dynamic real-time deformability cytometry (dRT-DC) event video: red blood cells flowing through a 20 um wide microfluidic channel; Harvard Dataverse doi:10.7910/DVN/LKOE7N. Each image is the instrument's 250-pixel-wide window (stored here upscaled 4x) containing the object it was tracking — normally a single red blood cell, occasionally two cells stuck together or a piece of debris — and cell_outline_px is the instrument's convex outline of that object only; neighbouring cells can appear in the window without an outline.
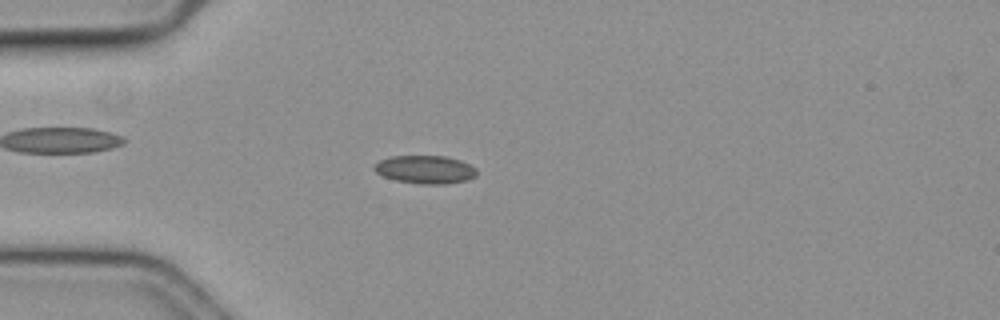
{"species": "common noctule bat (a hibernating species)", "species_latin": "Nyctalus noctula", "temperature_condition": "cold", "stored_images_in_passage": 58, "camera_frame_rate_fps": 3000, "um_per_image_px": 0.085, "animal": {"sex": "female", "body_mass_g": 19.3, "forearm_length_mm": 54.1}, "frame": {"image": 1, "passage_image": 16, "time_ms": 5.0, "image_size_px": [1000, 320], "cell_outline_px": [[476, 176], [468, 180], [448, 184], [420, 184], [396, 180], [384, 176], [376, 172], [372, 168], [380, 160], [392, 156], [444, 156], [460, 160], [476, 168]], "centroid_in_image_um": [36.16, 14.41], "position_along_channel_um": 48.8, "area_um2": 16.76}}
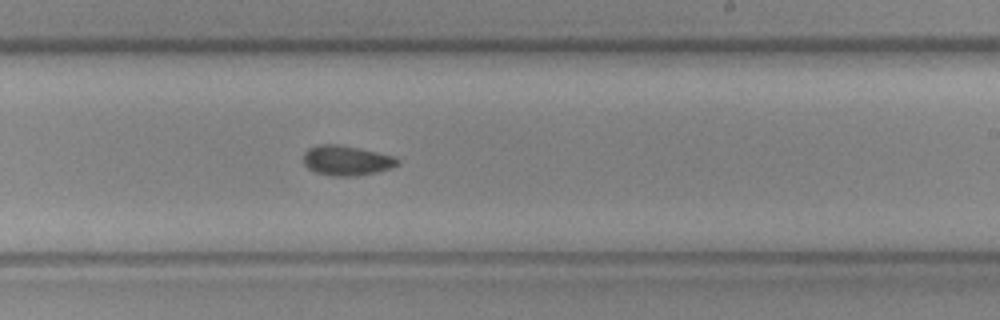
{"frame": {"image": 2, "passage_image": 35, "time_ms": 11.333, "image_size_px": [1000, 320], "cell_outline_px": [[400, 164], [392, 168], [376, 172], [352, 176], [332, 176], [316, 172], [308, 168], [304, 164], [304, 152], [308, 148], [320, 144], [336, 144], [376, 152], [392, 156], [400, 160]], "centroid_in_image_um": [29.45, 13.65], "position_along_channel_um": 259.6, "area_um2": 16.24}}
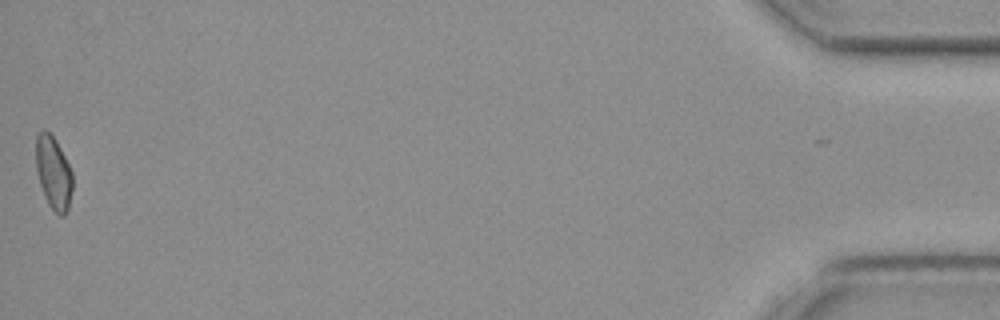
{"frame": {"image": 3, "passage_image": 58, "time_ms": 19.0, "image_size_px": [1000, 320], "cell_outline_px": [[72, 188], [68, 208], [64, 216], [60, 216], [48, 204], [44, 196], [40, 184], [36, 168], [36, 136], [44, 128], [56, 140], [72, 172]], "centroid_in_image_um": [4.53, 14.69], "position_along_channel_um": 430.7, "area_um2": 15.37}, "authors_computed_cell_mechanics": {"area_um2": 16.3574, "velocity_mm_per_s": 3.5686, "shape_relaxation_time_tau1_ms": null, "shape_relaxation_time_tau2_ms": 9.7149, "deformation_change_tau1": null, "deformation_change_tau2": 0.1217}}